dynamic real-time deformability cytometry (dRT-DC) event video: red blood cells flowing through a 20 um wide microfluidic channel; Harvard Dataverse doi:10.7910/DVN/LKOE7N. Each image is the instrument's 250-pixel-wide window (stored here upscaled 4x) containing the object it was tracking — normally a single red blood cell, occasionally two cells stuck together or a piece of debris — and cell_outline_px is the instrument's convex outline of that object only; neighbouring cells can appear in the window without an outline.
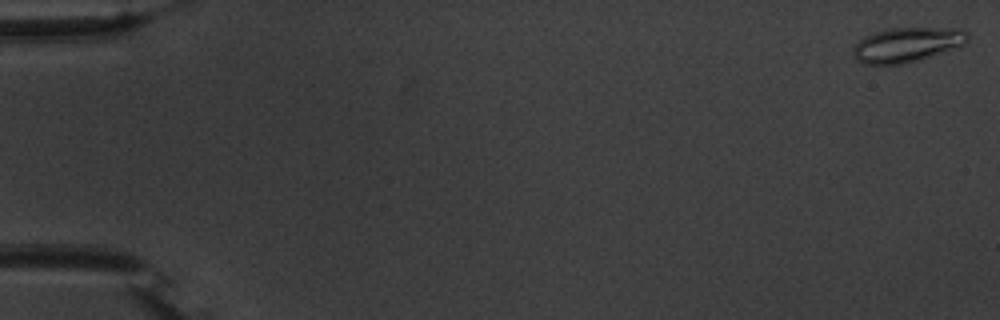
{"species": "common noctule bat (a hibernating species)", "species_latin": "Nyctalus noctula", "temperature_condition": "warm", "stored_images_in_passage": 55, "camera_frame_rate_fps": 3000, "um_per_image_px": 0.085, "animal": {"sex": "male", "body_mass_g": 20.1, "forearm_length_mm": 53.5}, "frame": {"image": 1, "passage_image": 1, "time_ms": 0.0, "image_size_px": [1000, 320], "cell_outline_px": [[968, 40], [964, 44], [920, 60], [900, 64], [864, 64], [856, 60], [852, 52], [852, 48], [864, 36], [876, 32], [892, 28], [960, 28], [968, 32]], "centroid_in_image_um": [77.08, 3.8], "position_along_channel_um": 7.9, "area_um2": 23.0}}
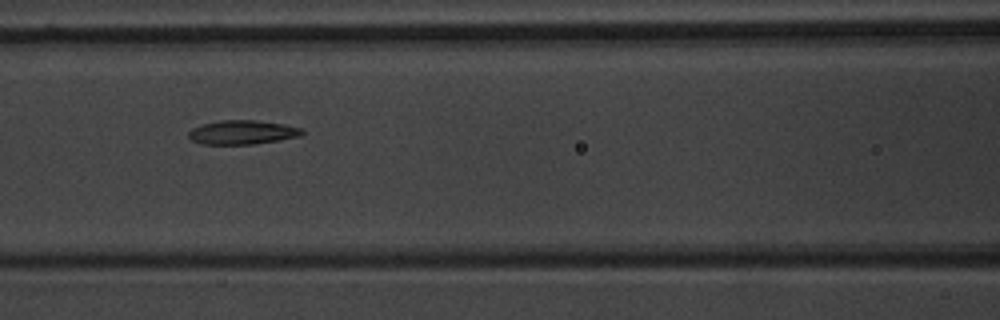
{"frame": {"image": 2, "passage_image": 25, "time_ms": 8.0, "image_size_px": [1000, 320], "cell_outline_px": [[304, 132], [300, 136], [280, 140], [252, 144], [200, 144], [192, 140], [188, 136], [188, 132], [192, 128], [200, 124], [220, 120], [256, 120], [284, 124], [300, 128]], "centroid_in_image_um": [20.56, 11.24], "position_along_channel_um": 146.0, "area_um2": 15.95}}
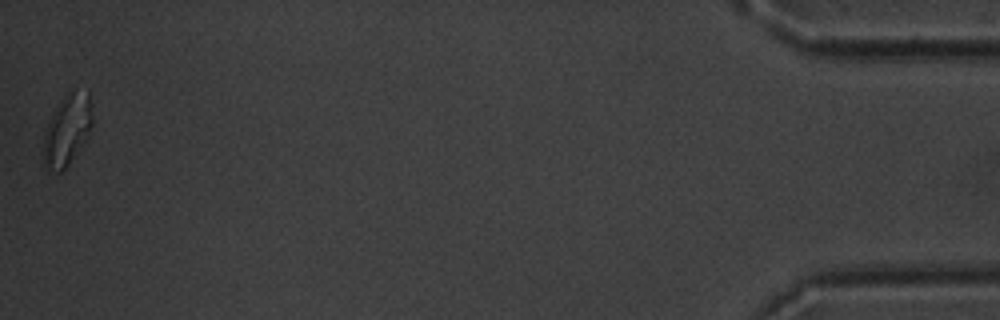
{"frame": {"image": 3, "passage_image": 55, "time_ms": 18.0, "image_size_px": [1000, 320], "cell_outline_px": [[92, 124], [84, 140], [68, 164], [60, 172], [56, 172], [44, 168], [44, 132], [52, 116], [68, 92], [88, 92], [92, 104]], "centroid_in_image_um": [5.71, 11.07], "position_along_channel_um": 429.5, "area_um2": 19.31}, "authors_computed_cell_mechanics": {"area_um2": 16.5886, "velocity_mm_per_s": 3.7118, "shape_relaxation_time_tau1_ms": 5.9499, "shape_relaxation_time_tau2_ms": 1.9022, "deformation_change_tau1": 0.1832, "deformation_change_tau2": 0.0878}}